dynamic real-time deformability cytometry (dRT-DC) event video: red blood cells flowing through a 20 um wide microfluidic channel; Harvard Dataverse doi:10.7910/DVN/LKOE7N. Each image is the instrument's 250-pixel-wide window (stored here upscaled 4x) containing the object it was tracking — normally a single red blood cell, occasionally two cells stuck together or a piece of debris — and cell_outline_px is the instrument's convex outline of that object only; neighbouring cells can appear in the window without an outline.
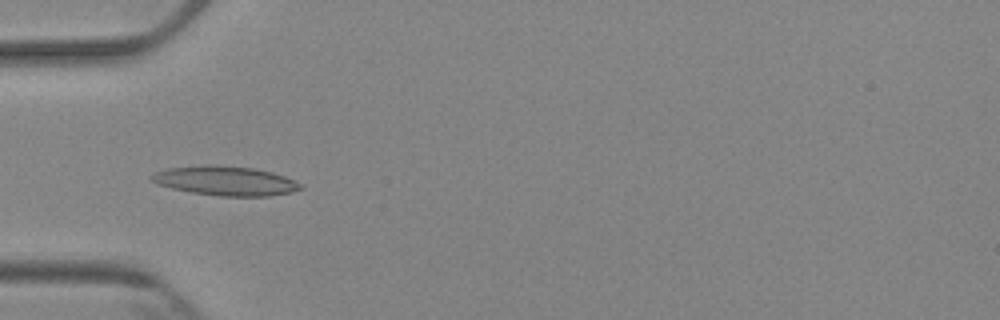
{"species": "Egyptian fruit bat (a non-hibernating species)", "species_latin": "Rousettus aegyptiacus", "temperature_condition": "cold", "stored_images_in_passage": 8, "camera_frame_rate_fps": 3000, "um_per_image_px": 0.085, "animal": {"sex": "female"}, "frame": {"image": 1, "passage_image": 5, "time_ms": 5.667, "image_size_px": [1000, 320], "cell_outline_px": [[304, 188], [292, 192], [268, 196], [220, 196], [192, 192], [172, 188], [156, 184], [148, 176], [156, 172], [168, 168], [204, 164], [208, 164], [252, 168], [272, 172], [284, 176], [300, 184]], "centroid_in_image_um": [19.13, 15.37], "position_along_channel_um": 65.9, "area_um2": 25.37}}
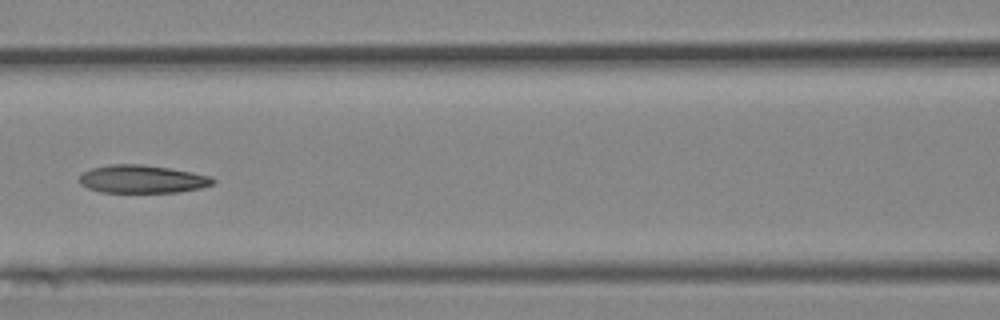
{"frame": {"image": 2, "passage_image": 7, "time_ms": 8.0, "image_size_px": [1000, 320], "cell_outline_px": [[216, 180], [212, 184], [200, 188], [176, 192], [100, 192], [88, 188], [80, 184], [80, 176], [84, 172], [92, 168], [108, 164], [140, 164], [168, 168], [192, 172], [212, 176]], "centroid_in_image_um": [12.09, 15.22], "position_along_channel_um": 154.5, "area_um2": 21.68}}
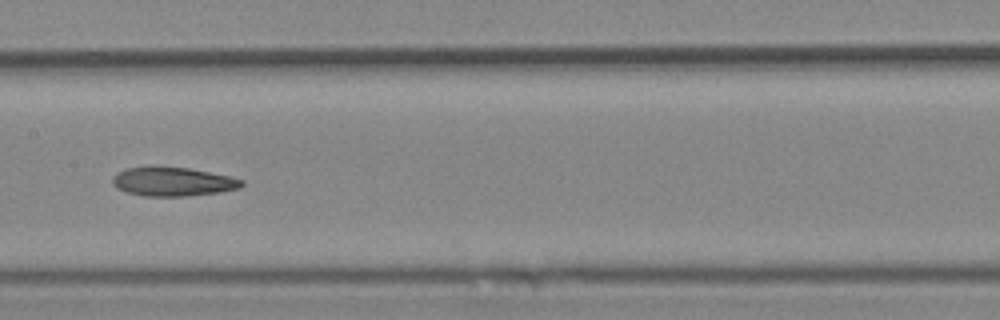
{"frame": {"image": 3, "passage_image": 8, "time_ms": 9.0, "image_size_px": [1000, 320], "cell_outline_px": [[244, 184], [240, 188], [216, 192], [184, 196], [144, 196], [128, 192], [116, 188], [112, 184], [112, 176], [116, 172], [124, 168], [148, 164], [152, 164], [188, 168], [228, 176], [244, 180]], "centroid_in_image_um": [14.59, 15.4], "position_along_channel_um": 192.8, "area_um2": 22.25}}